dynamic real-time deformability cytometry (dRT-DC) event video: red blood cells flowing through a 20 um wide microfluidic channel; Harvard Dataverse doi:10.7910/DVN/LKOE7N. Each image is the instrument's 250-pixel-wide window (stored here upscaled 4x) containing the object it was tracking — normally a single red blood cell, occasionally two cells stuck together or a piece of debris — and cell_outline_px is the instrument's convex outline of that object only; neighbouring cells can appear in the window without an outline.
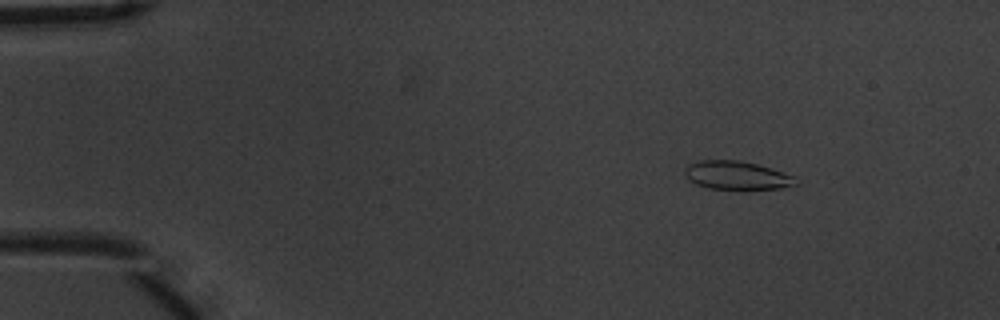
{"species": "common noctule bat (a hibernating species)", "species_latin": "Nyctalus noctula", "temperature_condition": "warm", "stored_images_in_passage": 55, "camera_frame_rate_fps": 3000, "um_per_image_px": 0.085, "animal": {"sex": "male", "body_mass_g": 20.1, "forearm_length_mm": 53.5}, "frame": {"image": 1, "passage_image": 8, "time_ms": 2.333, "image_size_px": [1000, 320], "cell_outline_px": [[800, 184], [780, 188], [744, 192], [740, 192], [708, 188], [696, 184], [688, 180], [684, 176], [684, 168], [688, 164], [700, 160], [740, 160], [772, 168], [796, 176], [800, 180]], "centroid_in_image_um": [62.67, 14.95], "position_along_channel_um": 22.3, "area_um2": 19.59}}
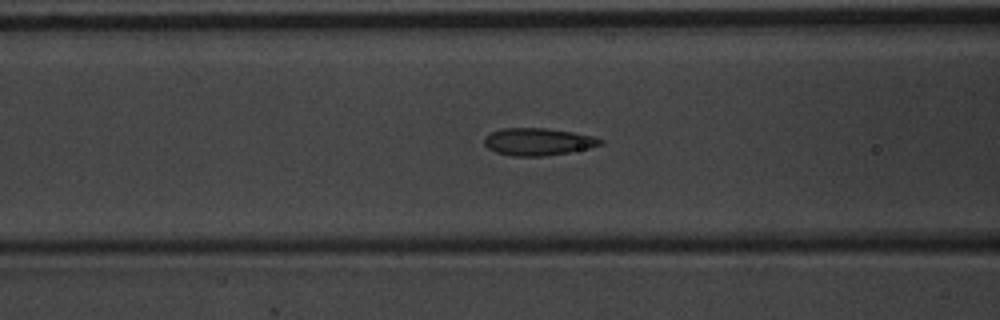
{"frame": {"image": 2, "passage_image": 23, "time_ms": 7.333, "image_size_px": [1000, 320], "cell_outline_px": [[604, 144], [588, 148], [568, 152], [544, 156], [512, 156], [496, 152], [488, 148], [484, 144], [484, 136], [492, 132], [504, 128], [544, 128], [572, 132], [592, 136], [604, 140]], "centroid_in_image_um": [45.72, 12.05], "position_along_channel_um": 120.9, "area_um2": 18.38}}
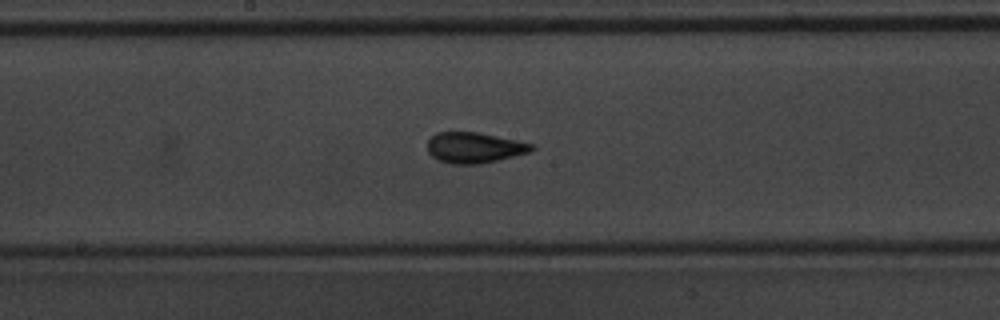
{"frame": {"image": 3, "passage_image": 30, "time_ms": 9.667, "image_size_px": [1000, 320], "cell_outline_px": [[536, 148], [528, 152], [480, 164], [452, 164], [440, 160], [432, 156], [428, 152], [428, 140], [436, 132], [476, 132], [516, 140], [532, 144]], "centroid_in_image_um": [40.29, 12.54], "position_along_channel_um": 207.9, "area_um2": 18.32}, "authors_computed_cell_mechanics": {"area_um2": 18.207, "velocity_mm_per_s": 3.722, "shape_relaxation_time_tau1_ms": 3.2223, "shape_relaxation_time_tau2_ms": 0.7435, "deformation_change_tau1": 0.1351, "deformation_change_tau2": 0.0609}}